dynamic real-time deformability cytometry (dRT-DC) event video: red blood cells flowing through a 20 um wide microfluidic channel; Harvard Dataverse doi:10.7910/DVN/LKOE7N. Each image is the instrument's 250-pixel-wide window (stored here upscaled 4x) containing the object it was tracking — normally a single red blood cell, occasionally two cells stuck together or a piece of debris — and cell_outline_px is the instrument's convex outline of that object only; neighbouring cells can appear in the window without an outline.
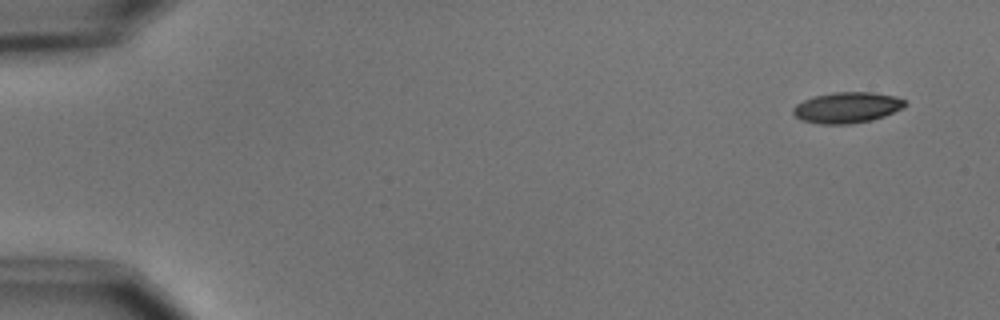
{"species": "common noctule bat (a hibernating species)", "species_latin": "Nyctalus noctula", "temperature_condition": "cold", "stored_images_in_passage": 4, "camera_frame_rate_fps": 3000, "um_per_image_px": 0.085, "animal": {"sex": "male", "body_mass_g": 15.6}, "frame": {"image": 1, "passage_image": 1, "time_ms": 0.0, "image_size_px": [1000, 320], "cell_outline_px": [[908, 104], [904, 108], [884, 116], [872, 120], [852, 124], [820, 124], [800, 120], [792, 112], [792, 108], [796, 104], [812, 96], [832, 92], [872, 92], [892, 96], [904, 100]], "centroid_in_image_um": [71.98, 9.14], "position_along_channel_um": 13.0, "area_um2": 20.29}}